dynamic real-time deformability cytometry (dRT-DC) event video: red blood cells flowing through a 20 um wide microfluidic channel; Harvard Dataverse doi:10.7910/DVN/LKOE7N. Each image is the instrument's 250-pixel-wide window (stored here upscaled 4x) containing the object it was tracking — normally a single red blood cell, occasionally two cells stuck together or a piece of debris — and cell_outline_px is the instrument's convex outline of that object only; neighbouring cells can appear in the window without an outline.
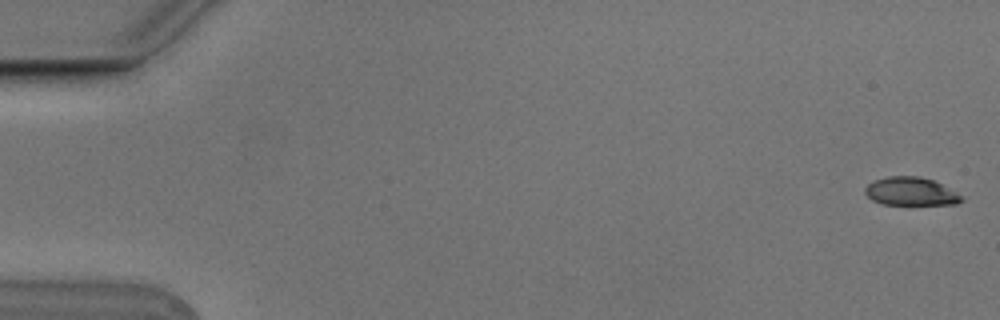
{"species": "Egyptian fruit bat (a non-hibernating species)", "species_latin": "Rousettus aegyptiacus", "temperature_condition": "cold", "stored_images_in_passage": 8, "camera_frame_rate_fps": 3000, "um_per_image_px": 0.085, "animal": {"sex": "male"}, "frame": {"image": 1, "passage_image": 1, "time_ms": 0.0, "image_size_px": [1000, 320], "cell_outline_px": [[964, 200], [956, 204], [884, 204], [872, 200], [864, 192], [864, 188], [872, 180], [888, 176], [920, 176], [932, 180], [956, 192]], "centroid_in_image_um": [77.37, 16.26], "position_along_channel_um": 7.6, "area_um2": 15.72}}